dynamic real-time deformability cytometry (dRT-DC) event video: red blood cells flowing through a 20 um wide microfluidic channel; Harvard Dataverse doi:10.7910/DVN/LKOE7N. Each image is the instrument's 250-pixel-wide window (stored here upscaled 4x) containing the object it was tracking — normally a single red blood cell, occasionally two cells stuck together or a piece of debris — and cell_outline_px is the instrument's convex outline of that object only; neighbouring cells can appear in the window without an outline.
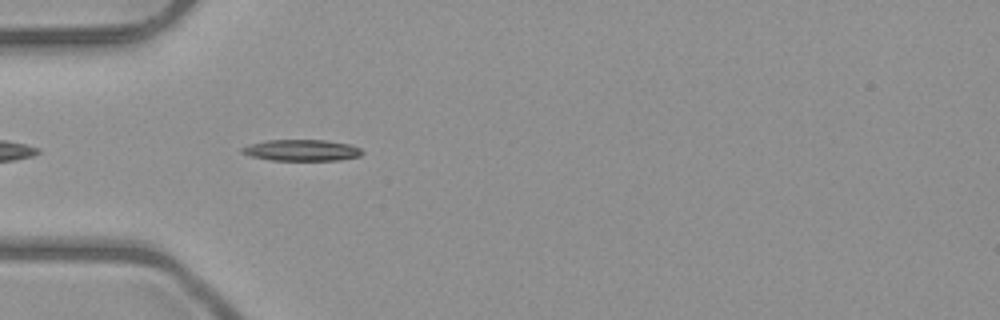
{"species": "common noctule bat (a hibernating species)", "species_latin": "Nyctalus noctula", "temperature_condition": "room temperature", "stored_images_in_passage": 3, "camera_frame_rate_fps": 3000, "um_per_image_px": 0.085, "animal": {"sex": "male", "body_mass_g": 23.1, "forearm_length_mm": 52.7}, "frame": {"image": 1, "passage_image": 3, "time_ms": 3.333, "image_size_px": [1000, 320], "cell_outline_px": [[364, 152], [360, 156], [340, 160], [268, 160], [252, 156], [240, 152], [240, 148], [252, 144], [268, 140], [324, 140], [348, 144], [360, 148]], "centroid_in_image_um": [25.65, 12.77], "position_along_channel_um": 59.4, "area_um2": 14.8}}